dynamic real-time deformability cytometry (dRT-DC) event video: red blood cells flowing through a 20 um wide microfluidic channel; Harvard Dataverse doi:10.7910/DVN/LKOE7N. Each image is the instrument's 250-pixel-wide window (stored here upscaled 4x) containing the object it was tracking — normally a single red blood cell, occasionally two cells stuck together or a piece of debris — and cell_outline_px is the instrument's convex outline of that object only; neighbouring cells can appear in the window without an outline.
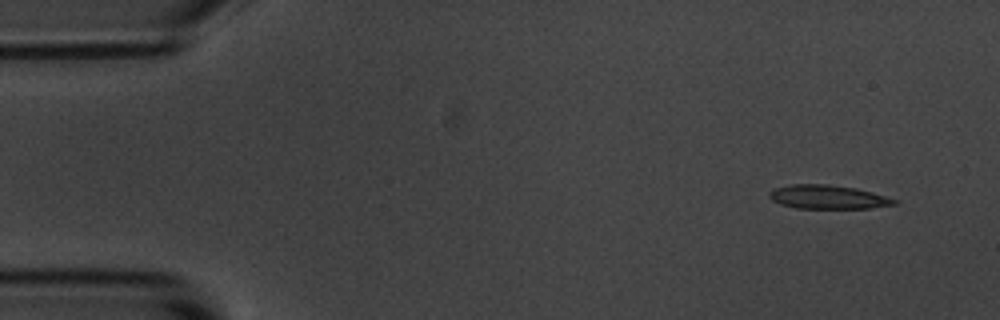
{"species": "common noctule bat (a hibernating species)", "species_latin": "Nyctalus noctula", "temperature_condition": "room temperature", "stored_images_in_passage": 51, "camera_frame_rate_fps": 3000, "um_per_image_px": 0.085, "animal": {"sex": "male", "body_mass_g": 20.1, "forearm_length_mm": 53.5}, "frame": {"image": 1, "passage_image": 1, "time_ms": 0.0, "image_size_px": [1000, 320], "cell_outline_px": [[900, 200], [896, 204], [868, 208], [796, 208], [780, 204], [772, 200], [768, 196], [768, 192], [772, 188], [788, 184], [828, 184], [856, 188], [872, 192]], "centroid_in_image_um": [70.33, 16.73], "position_along_channel_um": 14.7, "area_um2": 17.51}}
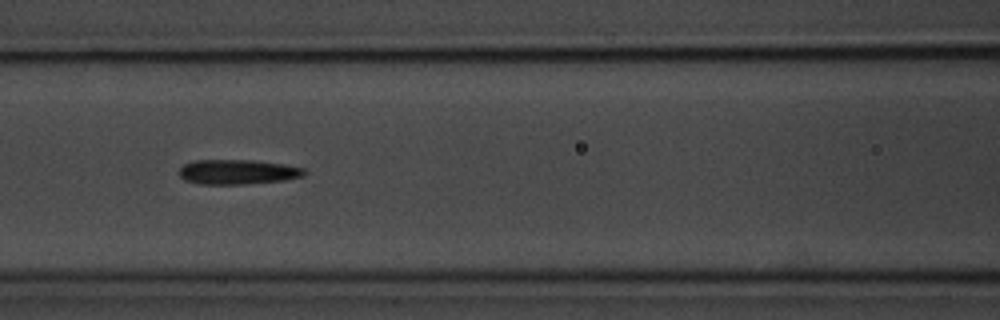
{"frame": {"image": 2, "passage_image": 20, "time_ms": 6.333, "image_size_px": [1000, 320], "cell_outline_px": [[308, 172], [304, 176], [284, 180], [244, 184], [200, 184], [184, 180], [180, 176], [180, 168], [184, 164], [196, 160], [252, 160], [284, 164], [304, 168]], "centroid_in_image_um": [20.23, 14.61], "position_along_channel_um": 146.4, "area_um2": 18.09}}
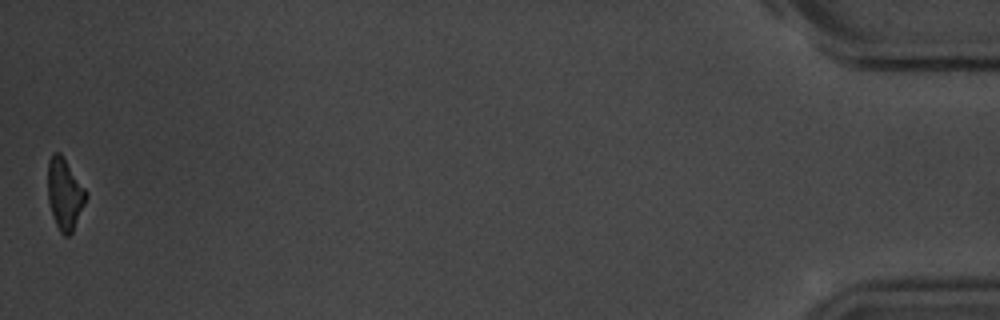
{"frame": {"image": 3, "passage_image": 51, "time_ms": 16.667, "image_size_px": [1000, 320], "cell_outline_px": [[88, 196], [72, 232], [68, 236], [64, 236], [60, 232], [52, 216], [48, 200], [48, 160], [52, 152], [60, 152], [88, 192]], "centroid_in_image_um": [5.5, 16.47], "position_along_channel_um": 429.7, "area_um2": 15.95}, "authors_computed_cell_mechanics": {"area_um2": 17.6868, "velocity_mm_per_s": 3.6738, "shape_relaxation_time_tau1_ms": 2.3546, "shape_relaxation_time_tau2_ms": 6.8138, "deformation_change_tau1": 0.1185, "deformation_change_tau2": 0.1969}}